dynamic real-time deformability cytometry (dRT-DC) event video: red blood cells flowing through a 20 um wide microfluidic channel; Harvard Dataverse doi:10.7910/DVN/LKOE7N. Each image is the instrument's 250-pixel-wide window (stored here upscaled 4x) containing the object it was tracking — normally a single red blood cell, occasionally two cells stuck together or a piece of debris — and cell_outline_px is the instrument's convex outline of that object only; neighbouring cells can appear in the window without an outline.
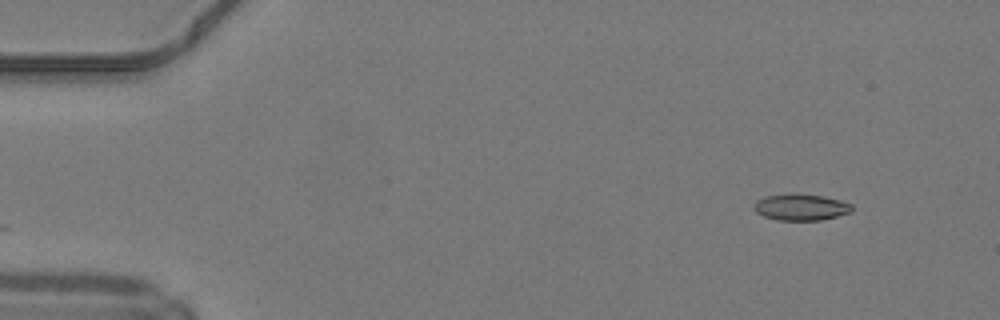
{"species": "common noctule bat (a hibernating species)", "species_latin": "Nyctalus noctula", "temperature_condition": "warm", "stored_images_in_passage": 6, "camera_frame_rate_fps": 3000, "um_per_image_px": 0.085, "animal": {"sex": "male", "body_mass_g": 19.2, "forearm_length_mm": 51.8}, "frame": {"image": 1, "passage_image": 1, "time_ms": 0.0, "image_size_px": [1000, 320], "cell_outline_px": [[852, 212], [820, 220], [776, 220], [764, 216], [756, 212], [752, 204], [756, 200], [764, 196], [792, 192], [796, 192], [824, 196], [840, 200], [852, 204]], "centroid_in_image_um": [68.04, 17.58], "position_along_channel_um": 17.0, "area_um2": 15.43}}